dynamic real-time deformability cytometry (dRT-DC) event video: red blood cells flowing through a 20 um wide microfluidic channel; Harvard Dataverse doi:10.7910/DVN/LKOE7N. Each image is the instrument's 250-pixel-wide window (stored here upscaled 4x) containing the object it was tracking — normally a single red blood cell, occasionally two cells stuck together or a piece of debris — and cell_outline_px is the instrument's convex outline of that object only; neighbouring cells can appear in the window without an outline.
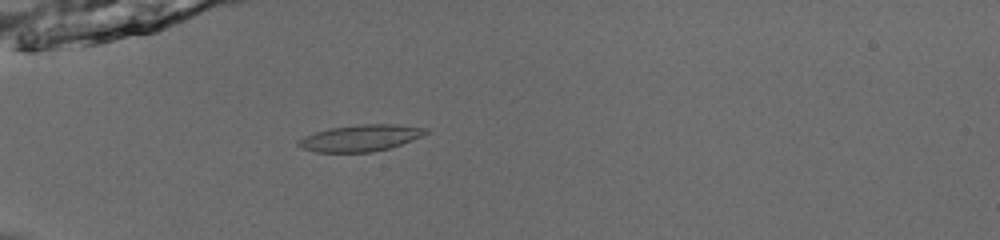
{"species": "common noctule bat (a hibernating species)", "species_latin": "Nyctalus noctula", "temperature_condition": "room temperature", "stored_images_in_passage": 36, "camera_frame_rate_fps": 3000, "um_per_image_px": 0.085, "animal": {"sex": "male", "body_mass_g": 13.0, "forearm_length_mm": 53.1}, "frame": {"image": 1, "passage_image": 1, "time_ms": 0.0, "image_size_px": [1000, 240], "cell_outline_px": [[428, 132], [412, 140], [388, 148], [372, 152], [316, 152], [300, 148], [296, 144], [304, 136], [328, 128], [360, 124], [396, 124], [428, 128]], "centroid_in_image_um": [30.62, 11.72], "position_along_channel_um": 54.4, "area_um2": 19.59}}
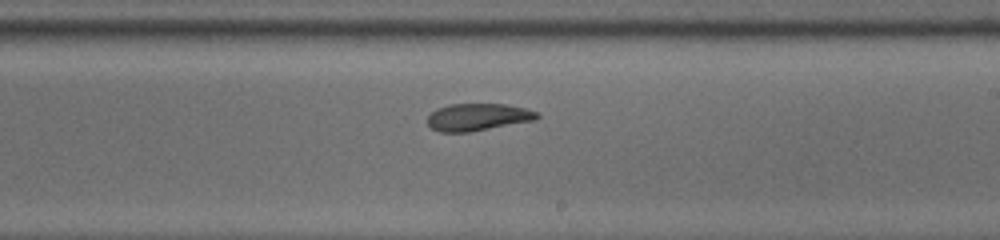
{"frame": {"image": 2, "passage_image": 17, "time_ms": 5.333, "image_size_px": [1000, 240], "cell_outline_px": [[540, 116], [536, 120], [468, 132], [440, 132], [432, 128], [428, 124], [428, 116], [436, 108], [448, 104], [508, 104], [524, 108], [536, 112]], "centroid_in_image_um": [40.6, 9.94], "position_along_channel_um": 248.4, "area_um2": 17.34}}
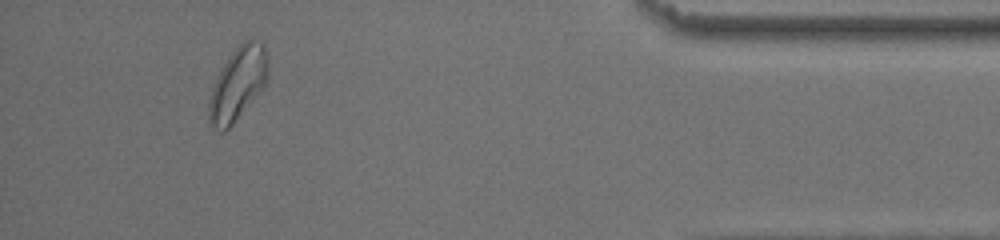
{"frame": {"image": 3, "passage_image": 33, "time_ms": 10.667, "image_size_px": [1000, 240], "cell_outline_px": [[268, 76], [264, 88], [232, 124], [224, 132], [220, 132], [208, 124], [208, 104], [212, 88], [228, 56], [244, 40], [252, 36], [264, 44], [268, 56]], "centroid_in_image_um": [20.24, 7.1], "position_along_channel_um": 415.0, "area_um2": 25.43}, "authors_computed_cell_mechanics": {"area_um2": 17.8602, "velocity_mm_per_s": 3.92, "shape_relaxation_time_tau1_ms": 3.4936, "shape_relaxation_time_tau2_ms": 4.1348, "deformation_change_tau1": 0.1034, "deformation_change_tau2": 0.1192}}